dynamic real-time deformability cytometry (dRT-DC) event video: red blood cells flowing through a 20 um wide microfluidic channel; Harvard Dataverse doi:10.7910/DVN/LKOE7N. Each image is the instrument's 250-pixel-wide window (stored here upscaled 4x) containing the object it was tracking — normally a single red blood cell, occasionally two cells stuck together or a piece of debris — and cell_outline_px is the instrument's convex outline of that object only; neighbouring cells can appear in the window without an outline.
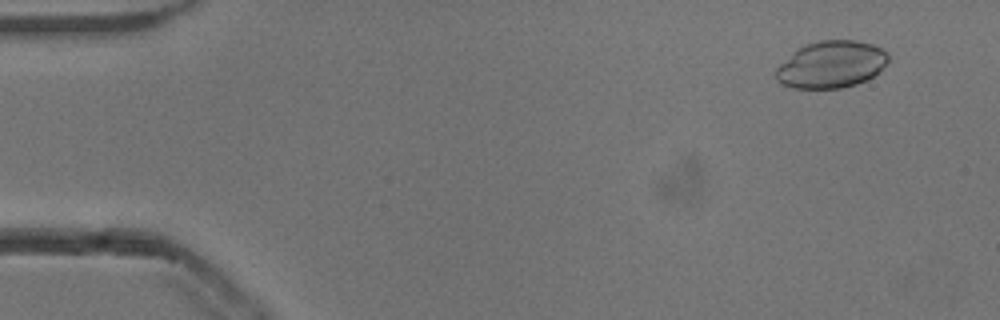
{"species": "common noctule bat (a hibernating species)", "species_latin": "Nyctalus noctula", "temperature_condition": "cold", "stored_images_in_passage": 11, "camera_frame_rate_fps": 3000, "um_per_image_px": 0.085, "animal": {"sex": "male", "body_mass_g": 13.3}, "frame": {"image": 1, "passage_image": 4, "time_ms": 1.0, "image_size_px": [1000, 320], "cell_outline_px": [[888, 60], [880, 72], [856, 84], [840, 88], [792, 88], [780, 84], [776, 80], [776, 68], [780, 64], [800, 48], [808, 44], [820, 40], [856, 40], [872, 44], [888, 52]], "centroid_in_image_um": [70.67, 5.49], "position_along_channel_um": 14.3, "area_um2": 30.52}}